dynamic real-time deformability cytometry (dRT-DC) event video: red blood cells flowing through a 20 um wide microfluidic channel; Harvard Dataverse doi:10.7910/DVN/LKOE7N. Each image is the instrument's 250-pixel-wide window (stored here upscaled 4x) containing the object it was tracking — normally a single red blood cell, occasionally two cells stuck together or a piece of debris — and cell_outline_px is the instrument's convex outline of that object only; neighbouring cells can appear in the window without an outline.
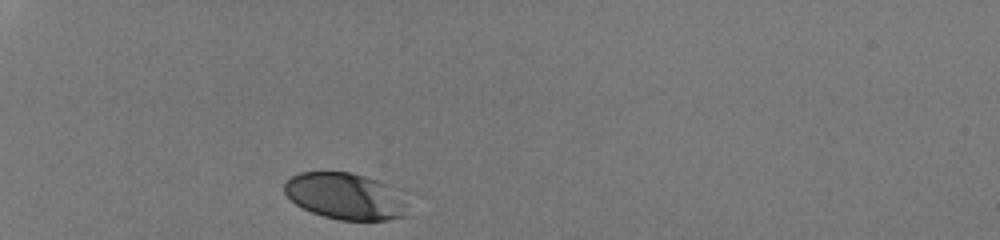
{"species": "human", "species_latin": "Homo sapiens", "temperature_condition": "room temperature", "stored_images_in_passage": 29, "camera_frame_rate_fps": 3000, "um_per_image_px": 0.085, "donor": {"sex": "male"}, "frame": {"image": 1, "passage_image": 1, "time_ms": 0.0, "image_size_px": [1000, 240], "cell_outline_px": [[412, 196], [408, 216], [388, 220], [340, 220], [324, 216], [312, 212], [296, 204], [284, 192], [284, 184], [292, 176], [300, 172], [352, 172], [412, 192]], "centroid_in_image_um": [29.57, 16.68], "position_along_channel_um": 55.4, "area_um2": 34.74}}
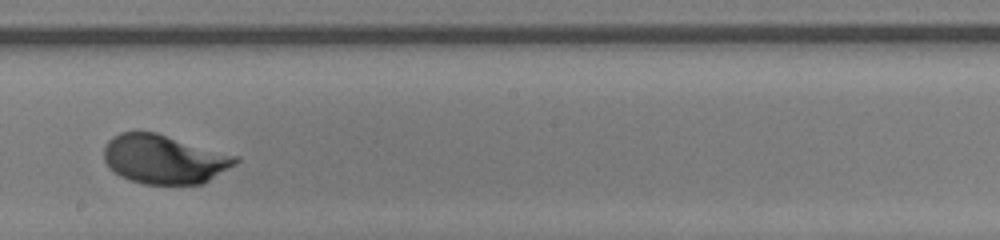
{"frame": {"image": 2, "passage_image": 17, "time_ms": 5.333, "image_size_px": [1000, 240], "cell_outline_px": [[240, 160], [236, 164], [204, 184], [144, 184], [120, 176], [104, 160], [104, 148], [108, 140], [112, 136], [120, 132], [156, 132], [240, 156]], "centroid_in_image_um": [14.01, 13.53], "position_along_channel_um": 234.2, "area_um2": 37.69}}
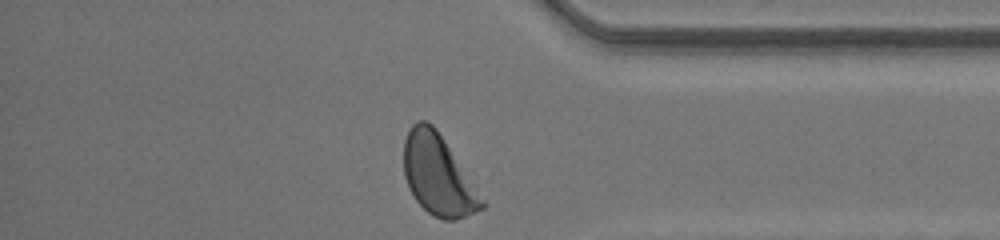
{"frame": {"image": 3, "passage_image": 29, "time_ms": 9.333, "image_size_px": [1000, 240], "cell_outline_px": [[484, 208], [464, 216], [452, 220], [444, 220], [432, 216], [416, 200], [408, 188], [404, 176], [404, 140], [412, 124], [416, 120], [428, 120], [436, 128], [484, 200]], "centroid_in_image_um": [37.19, 14.87], "position_along_channel_um": 398.0, "area_um2": 36.07}, "authors_computed_cell_mechanics": {"area_um2": 36.7608, "velocity_mm_per_s": 4.2103, "shape_relaxation_time_tau1_ms": 1.8605, "shape_relaxation_time_tau2_ms": null, "deformation_change_tau1": 0.1187, "deformation_change_tau2": null}}